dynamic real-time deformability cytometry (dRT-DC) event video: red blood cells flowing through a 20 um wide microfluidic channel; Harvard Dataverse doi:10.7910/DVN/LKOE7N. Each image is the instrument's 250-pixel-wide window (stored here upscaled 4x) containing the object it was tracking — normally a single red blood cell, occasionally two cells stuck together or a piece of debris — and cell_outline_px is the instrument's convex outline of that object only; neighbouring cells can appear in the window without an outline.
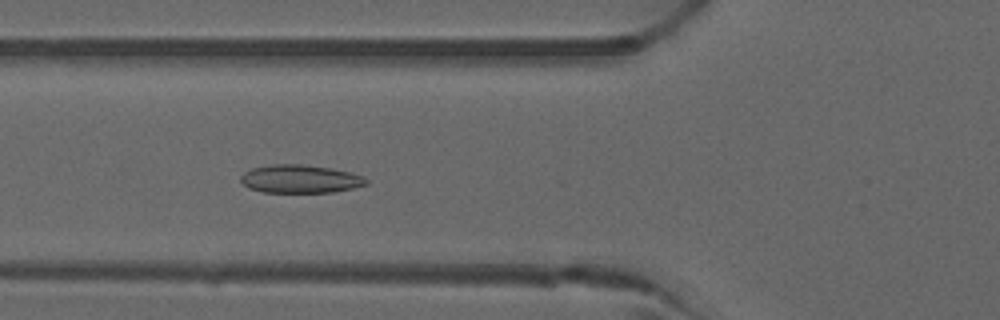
{"species": "common noctule bat (a hibernating species)", "species_latin": "Nyctalus noctula", "temperature_condition": "warm", "stored_images_in_passage": 43, "camera_frame_rate_fps": 3000, "um_per_image_px": 0.085, "animal": {"sex": "male", "forearm_length_mm": 52.5}, "frame": {"image": 1, "passage_image": 11, "time_ms": 3.333, "image_size_px": [1000, 320], "cell_outline_px": [[368, 184], [352, 188], [332, 192], [264, 192], [248, 188], [240, 180], [240, 176], [244, 172], [252, 168], [272, 164], [300, 164], [328, 168], [352, 172], [368, 180]], "centroid_in_image_um": [25.49, 15.21], "position_along_channel_um": 100.3, "area_um2": 20.46}}
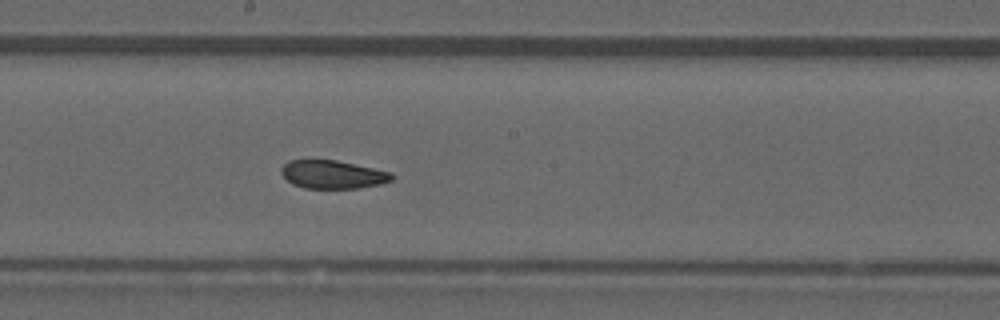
{"frame": {"image": 2, "passage_image": 20, "time_ms": 6.333, "image_size_px": [1000, 320], "cell_outline_px": [[396, 176], [392, 180], [380, 184], [360, 188], [304, 188], [292, 184], [280, 172], [280, 168], [288, 160], [312, 156], [336, 160], [392, 172]], "centroid_in_image_um": [28.23, 14.78], "position_along_channel_um": 220.0, "area_um2": 18.96}}
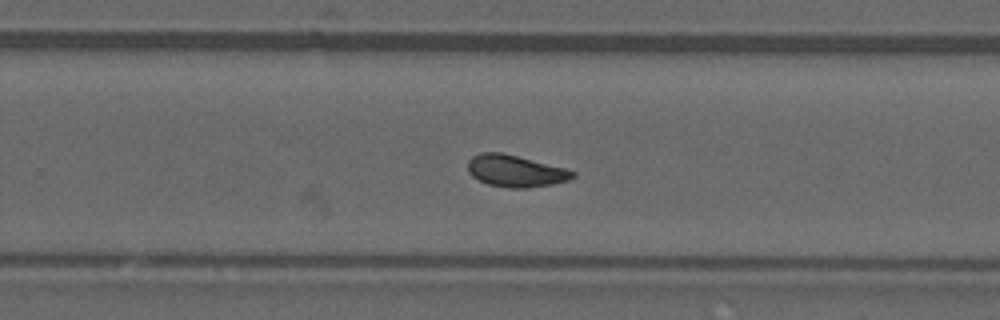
{"frame": {"image": 3, "passage_image": 25, "time_ms": 8.0, "image_size_px": [1000, 320], "cell_outline_px": [[576, 176], [568, 180], [552, 184], [528, 188], [512, 188], [488, 184], [472, 176], [468, 172], [468, 160], [472, 156], [480, 152], [504, 152], [568, 168], [576, 172]], "centroid_in_image_um": [43.84, 14.51], "position_along_channel_um": 286.0, "area_um2": 19.77}, "authors_computed_cell_mechanics": {"area_um2": 19.363, "velocity_mm_per_s": 3.9989, "shape_relaxation_time_tau1_ms": null, "shape_relaxation_time_tau2_ms": 1.8355, "deformation_change_tau1": null, "deformation_change_tau2": 0.0788}}